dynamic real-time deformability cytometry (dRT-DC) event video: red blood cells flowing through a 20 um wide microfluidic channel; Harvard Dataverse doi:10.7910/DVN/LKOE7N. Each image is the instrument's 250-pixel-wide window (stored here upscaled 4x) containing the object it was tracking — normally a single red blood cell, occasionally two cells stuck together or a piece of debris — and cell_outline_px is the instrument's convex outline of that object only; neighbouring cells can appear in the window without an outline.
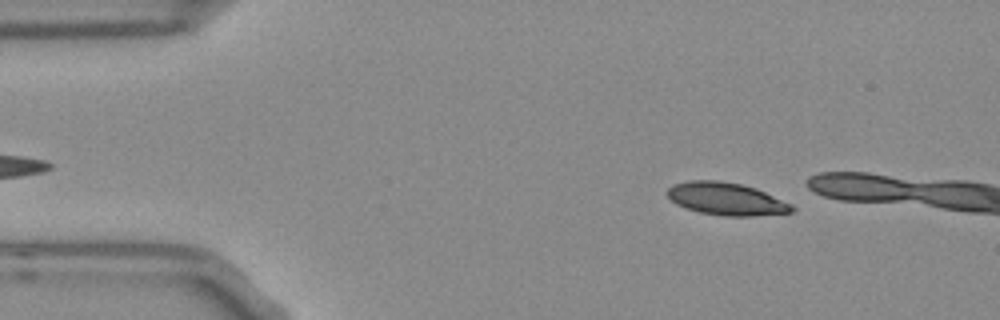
{"species": "Egyptian fruit bat (a non-hibernating species)", "species_latin": "Rousettus aegyptiacus", "temperature_condition": "room temperature", "stored_images_in_passage": 11, "camera_frame_rate_fps": 3000, "um_per_image_px": 0.085, "frame": {"image": 1, "passage_image": 7, "time_ms": 2.0, "image_size_px": [1000, 320], "cell_outline_px": [[796, 208], [792, 212], [752, 216], [724, 216], [700, 212], [676, 204], [664, 192], [672, 184], [688, 180], [716, 180], [740, 184], [756, 188], [792, 204]], "centroid_in_image_um": [61.72, 16.9], "position_along_channel_um": 23.3, "area_um2": 23.64}}